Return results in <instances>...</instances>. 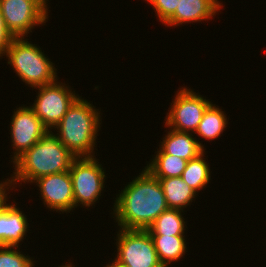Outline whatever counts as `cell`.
<instances>
[{
    "label": "cell",
    "instance_id": "18",
    "mask_svg": "<svg viewBox=\"0 0 266 267\" xmlns=\"http://www.w3.org/2000/svg\"><path fill=\"white\" fill-rule=\"evenodd\" d=\"M183 210L168 208L147 229L150 235L185 236L187 228ZM186 227V228H185Z\"/></svg>",
    "mask_w": 266,
    "mask_h": 267
},
{
    "label": "cell",
    "instance_id": "3",
    "mask_svg": "<svg viewBox=\"0 0 266 267\" xmlns=\"http://www.w3.org/2000/svg\"><path fill=\"white\" fill-rule=\"evenodd\" d=\"M82 96L53 128L60 142L76 157H95L94 147L102 118L99 109ZM101 121V122H100Z\"/></svg>",
    "mask_w": 266,
    "mask_h": 267
},
{
    "label": "cell",
    "instance_id": "17",
    "mask_svg": "<svg viewBox=\"0 0 266 267\" xmlns=\"http://www.w3.org/2000/svg\"><path fill=\"white\" fill-rule=\"evenodd\" d=\"M152 156L145 168L156 178L180 177L186 168L187 160L166 154L160 148Z\"/></svg>",
    "mask_w": 266,
    "mask_h": 267
},
{
    "label": "cell",
    "instance_id": "20",
    "mask_svg": "<svg viewBox=\"0 0 266 267\" xmlns=\"http://www.w3.org/2000/svg\"><path fill=\"white\" fill-rule=\"evenodd\" d=\"M205 150L197 157L190 159L186 168L182 173V179L190 187H192L197 193L198 191L206 188L207 184L210 183L211 173L209 164L204 158Z\"/></svg>",
    "mask_w": 266,
    "mask_h": 267
},
{
    "label": "cell",
    "instance_id": "24",
    "mask_svg": "<svg viewBox=\"0 0 266 267\" xmlns=\"http://www.w3.org/2000/svg\"><path fill=\"white\" fill-rule=\"evenodd\" d=\"M0 210L7 204L8 201V194L7 190H14V186H12V183L9 181V178L5 181H0Z\"/></svg>",
    "mask_w": 266,
    "mask_h": 267
},
{
    "label": "cell",
    "instance_id": "23",
    "mask_svg": "<svg viewBox=\"0 0 266 267\" xmlns=\"http://www.w3.org/2000/svg\"><path fill=\"white\" fill-rule=\"evenodd\" d=\"M14 38L15 37L12 35V33L8 30L6 26L5 19L0 9V57L3 58V56L6 55L7 49L11 45V42Z\"/></svg>",
    "mask_w": 266,
    "mask_h": 267
},
{
    "label": "cell",
    "instance_id": "4",
    "mask_svg": "<svg viewBox=\"0 0 266 267\" xmlns=\"http://www.w3.org/2000/svg\"><path fill=\"white\" fill-rule=\"evenodd\" d=\"M24 37H15L7 49L6 58L16 75L25 84L38 88L57 79V68L42 52L40 46Z\"/></svg>",
    "mask_w": 266,
    "mask_h": 267
},
{
    "label": "cell",
    "instance_id": "13",
    "mask_svg": "<svg viewBox=\"0 0 266 267\" xmlns=\"http://www.w3.org/2000/svg\"><path fill=\"white\" fill-rule=\"evenodd\" d=\"M16 204L7 203L0 210V245L20 247L29 230L27 216Z\"/></svg>",
    "mask_w": 266,
    "mask_h": 267
},
{
    "label": "cell",
    "instance_id": "14",
    "mask_svg": "<svg viewBox=\"0 0 266 267\" xmlns=\"http://www.w3.org/2000/svg\"><path fill=\"white\" fill-rule=\"evenodd\" d=\"M170 129V131H169ZM159 148L166 154L174 155L189 161L201 154L205 148L199 139L190 132H181L169 128Z\"/></svg>",
    "mask_w": 266,
    "mask_h": 267
},
{
    "label": "cell",
    "instance_id": "12",
    "mask_svg": "<svg viewBox=\"0 0 266 267\" xmlns=\"http://www.w3.org/2000/svg\"><path fill=\"white\" fill-rule=\"evenodd\" d=\"M220 2L218 0H180L175 13L164 25L177 27L184 23L210 20L220 12L223 5Z\"/></svg>",
    "mask_w": 266,
    "mask_h": 267
},
{
    "label": "cell",
    "instance_id": "1",
    "mask_svg": "<svg viewBox=\"0 0 266 267\" xmlns=\"http://www.w3.org/2000/svg\"><path fill=\"white\" fill-rule=\"evenodd\" d=\"M116 195L112 217L119 228L147 230L168 209L159 179L146 168Z\"/></svg>",
    "mask_w": 266,
    "mask_h": 267
},
{
    "label": "cell",
    "instance_id": "25",
    "mask_svg": "<svg viewBox=\"0 0 266 267\" xmlns=\"http://www.w3.org/2000/svg\"><path fill=\"white\" fill-rule=\"evenodd\" d=\"M58 267H75V265H73L72 262L71 263L69 262L68 264L65 263V266L64 265H61V266L58 265Z\"/></svg>",
    "mask_w": 266,
    "mask_h": 267
},
{
    "label": "cell",
    "instance_id": "11",
    "mask_svg": "<svg viewBox=\"0 0 266 267\" xmlns=\"http://www.w3.org/2000/svg\"><path fill=\"white\" fill-rule=\"evenodd\" d=\"M40 196L47 208L56 212L70 213L75 208L73 185L69 171L50 174L36 179Z\"/></svg>",
    "mask_w": 266,
    "mask_h": 267
},
{
    "label": "cell",
    "instance_id": "5",
    "mask_svg": "<svg viewBox=\"0 0 266 267\" xmlns=\"http://www.w3.org/2000/svg\"><path fill=\"white\" fill-rule=\"evenodd\" d=\"M117 233V255L107 266L164 267L158 259L153 240L147 230L119 228Z\"/></svg>",
    "mask_w": 266,
    "mask_h": 267
},
{
    "label": "cell",
    "instance_id": "6",
    "mask_svg": "<svg viewBox=\"0 0 266 267\" xmlns=\"http://www.w3.org/2000/svg\"><path fill=\"white\" fill-rule=\"evenodd\" d=\"M96 157L75 158L69 173L72 179L75 208L92 207L105 188V171Z\"/></svg>",
    "mask_w": 266,
    "mask_h": 267
},
{
    "label": "cell",
    "instance_id": "22",
    "mask_svg": "<svg viewBox=\"0 0 266 267\" xmlns=\"http://www.w3.org/2000/svg\"><path fill=\"white\" fill-rule=\"evenodd\" d=\"M154 9L159 21L164 24L176 11L180 0H145Z\"/></svg>",
    "mask_w": 266,
    "mask_h": 267
},
{
    "label": "cell",
    "instance_id": "26",
    "mask_svg": "<svg viewBox=\"0 0 266 267\" xmlns=\"http://www.w3.org/2000/svg\"><path fill=\"white\" fill-rule=\"evenodd\" d=\"M108 267H125V266H108Z\"/></svg>",
    "mask_w": 266,
    "mask_h": 267
},
{
    "label": "cell",
    "instance_id": "9",
    "mask_svg": "<svg viewBox=\"0 0 266 267\" xmlns=\"http://www.w3.org/2000/svg\"><path fill=\"white\" fill-rule=\"evenodd\" d=\"M180 89V90H179ZM165 117V126L181 132L194 133L204 111L212 103L186 87L179 88Z\"/></svg>",
    "mask_w": 266,
    "mask_h": 267
},
{
    "label": "cell",
    "instance_id": "21",
    "mask_svg": "<svg viewBox=\"0 0 266 267\" xmlns=\"http://www.w3.org/2000/svg\"><path fill=\"white\" fill-rule=\"evenodd\" d=\"M25 255L17 246L0 245V267H34V258Z\"/></svg>",
    "mask_w": 266,
    "mask_h": 267
},
{
    "label": "cell",
    "instance_id": "8",
    "mask_svg": "<svg viewBox=\"0 0 266 267\" xmlns=\"http://www.w3.org/2000/svg\"><path fill=\"white\" fill-rule=\"evenodd\" d=\"M47 1L0 0V9L6 26L14 37H26L35 26L46 24L49 17Z\"/></svg>",
    "mask_w": 266,
    "mask_h": 267
},
{
    "label": "cell",
    "instance_id": "10",
    "mask_svg": "<svg viewBox=\"0 0 266 267\" xmlns=\"http://www.w3.org/2000/svg\"><path fill=\"white\" fill-rule=\"evenodd\" d=\"M14 110L10 121V138L14 150L13 162L23 152L30 149L48 131L42 121L29 106H21Z\"/></svg>",
    "mask_w": 266,
    "mask_h": 267
},
{
    "label": "cell",
    "instance_id": "19",
    "mask_svg": "<svg viewBox=\"0 0 266 267\" xmlns=\"http://www.w3.org/2000/svg\"><path fill=\"white\" fill-rule=\"evenodd\" d=\"M226 113L215 104L211 103L204 111L201 122L194 134L203 140H217L227 127Z\"/></svg>",
    "mask_w": 266,
    "mask_h": 267
},
{
    "label": "cell",
    "instance_id": "2",
    "mask_svg": "<svg viewBox=\"0 0 266 267\" xmlns=\"http://www.w3.org/2000/svg\"><path fill=\"white\" fill-rule=\"evenodd\" d=\"M76 157L60 142L58 137L48 130L30 149L13 161V174L9 181L15 187L17 183H33L36 179L69 171Z\"/></svg>",
    "mask_w": 266,
    "mask_h": 267
},
{
    "label": "cell",
    "instance_id": "7",
    "mask_svg": "<svg viewBox=\"0 0 266 267\" xmlns=\"http://www.w3.org/2000/svg\"><path fill=\"white\" fill-rule=\"evenodd\" d=\"M57 78L50 84L38 87L37 99L29 107L48 129H52L62 120L67 110L80 97L72 91L66 83L58 81Z\"/></svg>",
    "mask_w": 266,
    "mask_h": 267
},
{
    "label": "cell",
    "instance_id": "16",
    "mask_svg": "<svg viewBox=\"0 0 266 267\" xmlns=\"http://www.w3.org/2000/svg\"><path fill=\"white\" fill-rule=\"evenodd\" d=\"M158 259L164 267H169V264L178 261L187 252L186 236H165V235H150Z\"/></svg>",
    "mask_w": 266,
    "mask_h": 267
},
{
    "label": "cell",
    "instance_id": "15",
    "mask_svg": "<svg viewBox=\"0 0 266 267\" xmlns=\"http://www.w3.org/2000/svg\"><path fill=\"white\" fill-rule=\"evenodd\" d=\"M162 186L168 208L184 211L194 201L197 192L182 177L157 178Z\"/></svg>",
    "mask_w": 266,
    "mask_h": 267
}]
</instances>
